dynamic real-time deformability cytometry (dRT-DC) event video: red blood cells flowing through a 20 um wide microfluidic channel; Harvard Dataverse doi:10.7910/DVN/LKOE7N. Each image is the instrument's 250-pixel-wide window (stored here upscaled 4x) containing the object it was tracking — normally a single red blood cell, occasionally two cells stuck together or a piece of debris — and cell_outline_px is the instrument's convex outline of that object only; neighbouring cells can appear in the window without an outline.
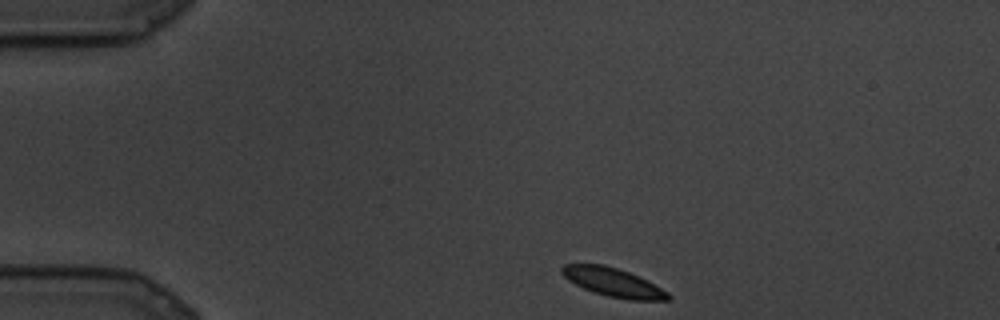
{"species": "common noctule bat (a hibernating species)", "species_latin": "Nyctalus noctula", "temperature_condition": "cold", "stored_images_in_passage": 76, "camera_frame_rate_fps": 3000, "um_per_image_px": 0.085, "animal": {"sex": "male", "body_mass_g": 19.5, "forearm_length_mm": 54.6}, "frame": {"image": 1, "passage_image": 1, "time_ms": 0.0, "image_size_px": [1000, 320], "cell_outline_px": [[672, 300], [628, 300], [608, 296], [592, 292], [568, 280], [560, 272], [560, 268], [564, 264], [604, 264], [628, 272], [648, 280], [668, 292], [672, 296]], "centroid_in_image_um": [52.14, 24.0], "position_along_channel_um": 32.9, "area_um2": 17.8}}
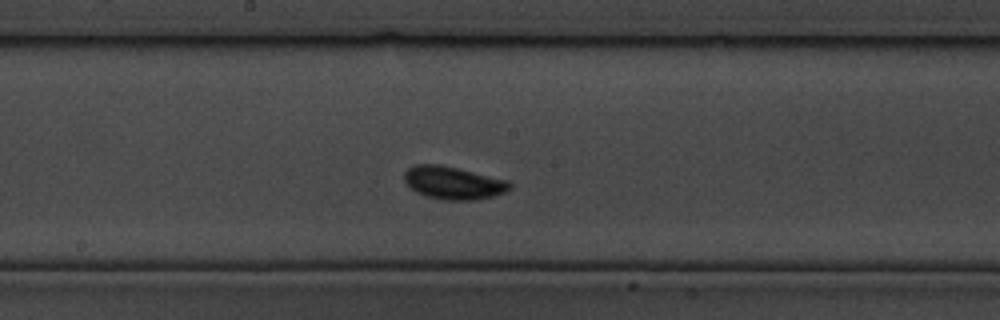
{"frame": {"image": 2, "passage_image": 33, "time_ms": 10.667, "image_size_px": [1000, 320], "cell_outline_px": [[512, 188], [504, 192], [492, 196], [472, 200], [444, 200], [428, 196], [416, 192], [404, 180], [404, 172], [408, 168], [416, 164], [440, 164], [508, 180], [512, 184]], "centroid_in_image_um": [38.53, 15.53], "position_along_channel_um": 209.7, "area_um2": 20.0}}
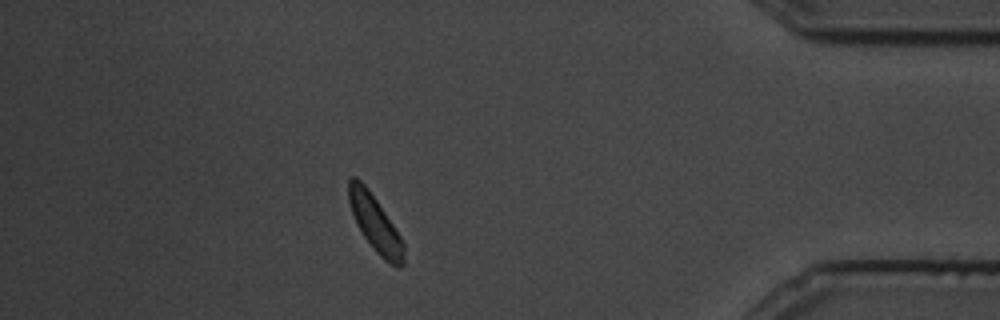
{"frame": {"image": 3, "passage_image": 65, "time_ms": 21.333, "image_size_px": [1000, 320], "cell_outline_px": [[404, 264], [400, 268], [396, 268], [384, 260], [376, 252], [364, 236], [356, 224], [348, 200], [348, 176], [356, 176], [368, 188], [400, 236], [404, 244]], "centroid_in_image_um": [31.87, 19.0], "position_along_channel_um": 403.3, "area_um2": 17.92}}